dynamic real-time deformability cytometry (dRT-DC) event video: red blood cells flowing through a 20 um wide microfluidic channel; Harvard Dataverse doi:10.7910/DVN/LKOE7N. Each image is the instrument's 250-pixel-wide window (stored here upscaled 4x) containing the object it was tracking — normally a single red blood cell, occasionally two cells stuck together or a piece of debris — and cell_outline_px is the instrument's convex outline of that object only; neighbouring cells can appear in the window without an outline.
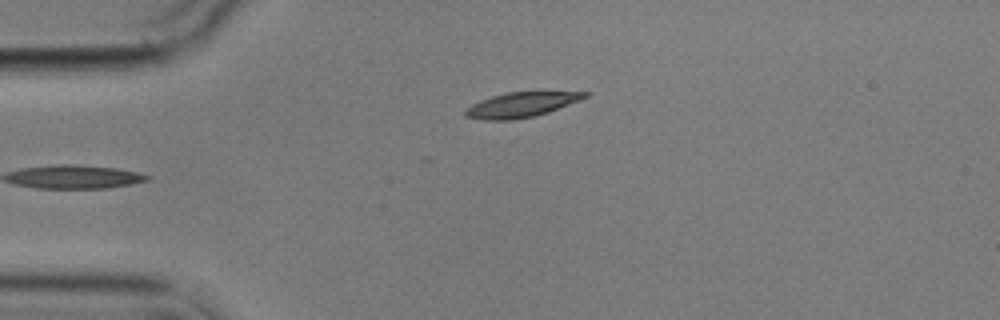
{"species": "common noctule bat (a hibernating species)", "species_latin": "Nyctalus noctula", "temperature_condition": "cold", "stored_images_in_passage": 4, "camera_frame_rate_fps": 3000, "um_per_image_px": 0.085, "animal": {"sex": "male", "body_mass_g": 17.9}, "frame": {"image": 1, "passage_image": 4, "time_ms": 3.333, "image_size_px": [1000, 320], "cell_outline_px": [[592, 92], [588, 96], [580, 100], [548, 112], [536, 116], [512, 120], [484, 120], [464, 116], [464, 112], [472, 104], [480, 100], [492, 96], [508, 92]], "centroid_in_image_um": [44.3, 8.91], "position_along_channel_um": 40.7, "area_um2": 17.22}}